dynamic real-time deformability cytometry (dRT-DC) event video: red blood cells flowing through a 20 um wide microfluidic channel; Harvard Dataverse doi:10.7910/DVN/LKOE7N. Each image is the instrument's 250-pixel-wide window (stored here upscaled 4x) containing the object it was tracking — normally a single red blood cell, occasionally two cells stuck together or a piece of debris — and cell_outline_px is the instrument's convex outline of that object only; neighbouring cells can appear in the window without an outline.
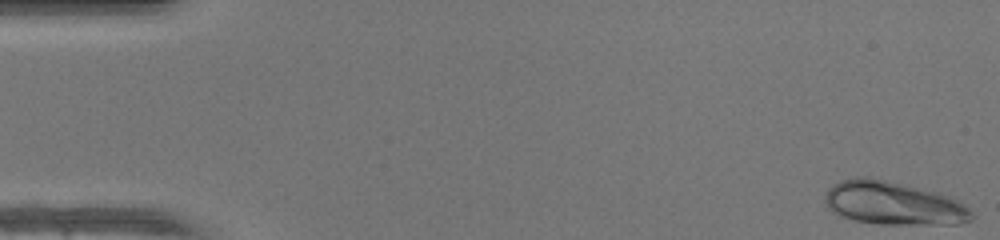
{"species": "human", "species_latin": "Homo sapiens", "temperature_condition": "warm", "stored_images_in_passage": 48, "camera_frame_rate_fps": 3000, "um_per_image_px": 0.085, "donor": {"sex": "female"}, "frame": {"image": 1, "passage_image": 1, "time_ms": 0.0, "image_size_px": [1000, 240], "cell_outline_px": [[976, 216], [972, 220], [960, 224], [880, 224], [856, 220], [840, 216], [832, 212], [828, 208], [824, 200], [824, 196], [828, 188], [832, 184], [856, 176], [868, 176], [940, 192], [952, 196], [960, 200]], "centroid_in_image_um": [75.97, 17.27], "position_along_channel_um": 9.0, "area_um2": 37.63}}
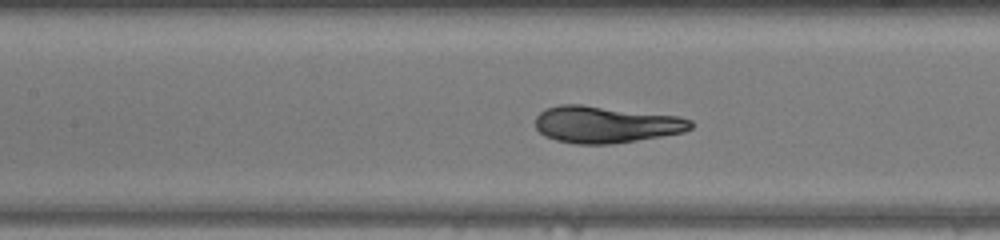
{"frame": {"image": 2, "passage_image": 22, "time_ms": 7.0, "image_size_px": [1000, 240], "cell_outline_px": [[692, 128], [684, 132], [612, 144], [576, 144], [556, 140], [544, 136], [536, 128], [536, 116], [544, 108], [560, 104], [580, 104], [680, 116], [692, 120]], "centroid_in_image_um": [51.47, 10.57], "position_along_channel_um": 155.9, "area_um2": 33.41}}
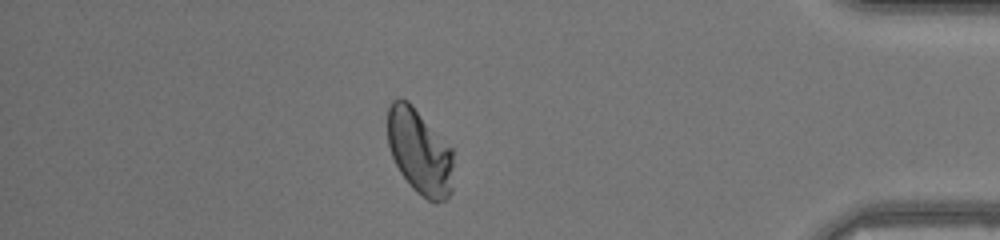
{"frame": {"image": 3, "passage_image": 42, "time_ms": 13.667, "image_size_px": [1000, 240], "cell_outline_px": [[452, 192], [444, 200], [432, 204], [416, 192], [412, 188], [400, 172], [392, 156], [388, 144], [388, 108], [392, 100], [400, 96], [408, 100], [452, 148]], "centroid_in_image_um": [35.66, 12.9], "position_along_channel_um": 399.5, "area_um2": 32.89}, "authors_computed_cell_mechanics": {"area_um2": 33.235, "velocity_mm_per_s": 4.2511, "shape_relaxation_time_tau1_ms": 2.6953, "shape_relaxation_time_tau2_ms": null, "deformation_change_tau1": 0.1723, "deformation_change_tau2": null}}